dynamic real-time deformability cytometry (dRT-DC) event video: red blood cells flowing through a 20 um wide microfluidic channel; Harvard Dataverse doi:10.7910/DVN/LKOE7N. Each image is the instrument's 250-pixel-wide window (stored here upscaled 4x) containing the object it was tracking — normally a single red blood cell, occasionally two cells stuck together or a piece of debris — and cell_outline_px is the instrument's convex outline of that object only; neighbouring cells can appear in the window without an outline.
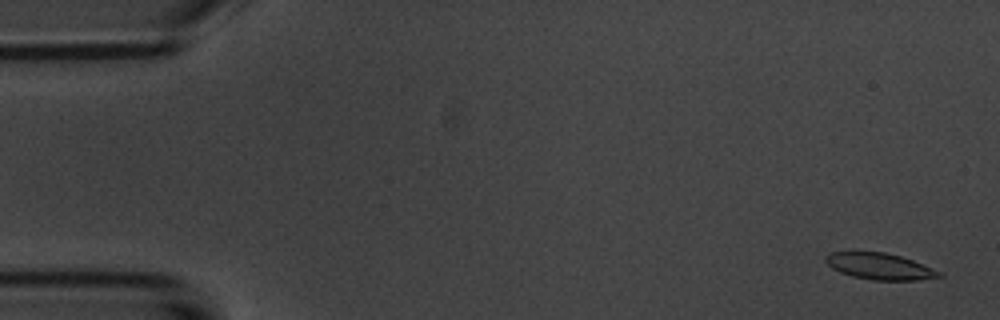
{"species": "common noctule bat (a hibernating species)", "species_latin": "Nyctalus noctula", "temperature_condition": "room temperature", "stored_images_in_passage": 54, "camera_frame_rate_fps": 3000, "um_per_image_px": 0.085, "animal": {"sex": "male", "body_mass_g": 20.1, "forearm_length_mm": 53.5}, "frame": {"image": 1, "passage_image": 2, "time_ms": 0.333, "image_size_px": [1000, 320], "cell_outline_px": [[944, 276], [920, 280], [872, 280], [852, 276], [840, 272], [832, 268], [824, 260], [824, 256], [832, 252], [884, 252], [900, 256], [912, 260], [932, 268], [940, 272]], "centroid_in_image_um": [74.76, 22.64], "position_along_channel_um": 10.2, "area_um2": 17.34}}
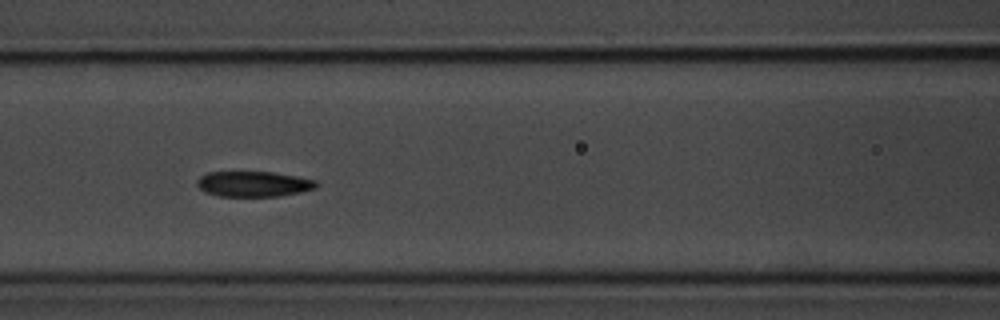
{"frame": {"image": 2, "passage_image": 23, "time_ms": 7.333, "image_size_px": [1000, 320], "cell_outline_px": [[320, 184], [316, 188], [300, 192], [280, 196], [220, 196], [204, 192], [196, 184], [196, 180], [200, 176], [208, 172], [272, 172], [296, 176], [316, 180]], "centroid_in_image_um": [21.56, 15.63], "position_along_channel_um": 145.0, "area_um2": 17.74}}
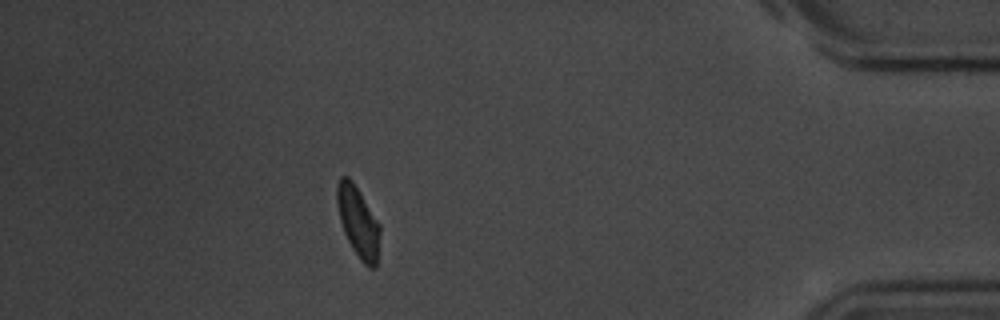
{"frame": {"image": 3, "passage_image": 48, "time_ms": 15.667, "image_size_px": [1000, 320], "cell_outline_px": [[380, 232], [376, 268], [368, 268], [360, 260], [352, 248], [344, 232], [340, 220], [336, 204], [336, 184], [340, 176], [348, 176], [352, 180], [380, 224]], "centroid_in_image_um": [30.43, 18.85], "position_along_channel_um": 404.8, "area_um2": 17.8}, "authors_computed_cell_mechanics": {"area_um2": 18.0914, "velocity_mm_per_s": 3.6912, "shape_relaxation_time_tau1_ms": 4.9264, "shape_relaxation_time_tau2_ms": 8.02, "deformation_change_tau1": 0.1488, "deformation_change_tau2": 0.1162}}